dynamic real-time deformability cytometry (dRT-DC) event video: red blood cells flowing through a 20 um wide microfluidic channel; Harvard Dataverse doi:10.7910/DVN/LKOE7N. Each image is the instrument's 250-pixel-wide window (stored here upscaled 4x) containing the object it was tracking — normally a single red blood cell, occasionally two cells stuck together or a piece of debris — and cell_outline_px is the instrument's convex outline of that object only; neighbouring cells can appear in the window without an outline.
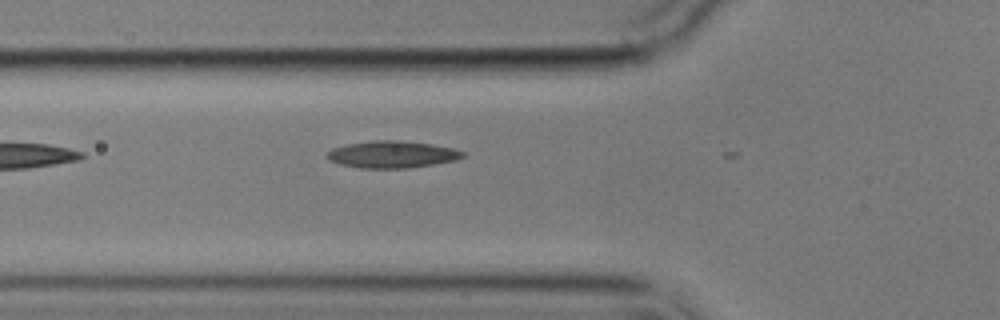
{"species": "common noctule bat (a hibernating species)", "species_latin": "Nyctalus noctula", "temperature_condition": "cold", "stored_images_in_passage": 3, "camera_frame_rate_fps": 3000, "um_per_image_px": 0.085, "animal": {"sex": "male", "body_mass_g": 17.9}, "frame": {"image": 1, "passage_image": 2, "time_ms": 1.333, "image_size_px": [1000, 320], "cell_outline_px": [[464, 156], [456, 160], [408, 168], [360, 168], [340, 164], [328, 160], [324, 156], [332, 148], [348, 144], [376, 140], [400, 140], [432, 144], [452, 148], [464, 152]], "centroid_in_image_um": [33.29, 13.12], "position_along_channel_um": 92.5, "area_um2": 21.27}}